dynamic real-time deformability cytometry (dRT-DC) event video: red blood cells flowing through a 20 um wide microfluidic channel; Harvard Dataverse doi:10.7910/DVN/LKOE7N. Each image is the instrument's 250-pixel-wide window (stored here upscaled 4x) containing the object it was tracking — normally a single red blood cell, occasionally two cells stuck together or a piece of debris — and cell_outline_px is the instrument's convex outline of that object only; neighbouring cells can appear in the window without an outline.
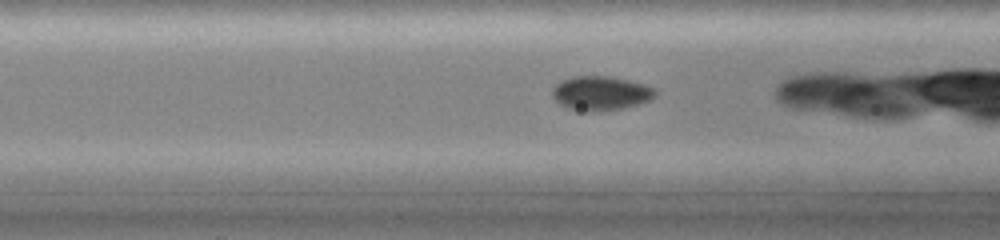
{"species": "common noctule bat (a hibernating species)", "species_latin": "Nyctalus noctula", "temperature_condition": "cold", "stored_images_in_passage": 30, "camera_frame_rate_fps": 3000, "um_per_image_px": 0.085, "animal": {"sex": "female", "body_mass_g": 19.0, "forearm_length_mm": 51.5}, "frame": {"image": 1, "passage_image": 13, "time_ms": 4.0, "image_size_px": [1000, 240], "cell_outline_px": [[656, 96], [652, 100], [624, 108], [588, 112], [584, 112], [568, 108], [560, 104], [552, 96], [552, 88], [560, 80], [572, 76], [608, 76], [628, 80], [644, 84], [656, 88]], "centroid_in_image_um": [51.07, 7.92], "position_along_channel_um": 115.5, "area_um2": 20.75}}